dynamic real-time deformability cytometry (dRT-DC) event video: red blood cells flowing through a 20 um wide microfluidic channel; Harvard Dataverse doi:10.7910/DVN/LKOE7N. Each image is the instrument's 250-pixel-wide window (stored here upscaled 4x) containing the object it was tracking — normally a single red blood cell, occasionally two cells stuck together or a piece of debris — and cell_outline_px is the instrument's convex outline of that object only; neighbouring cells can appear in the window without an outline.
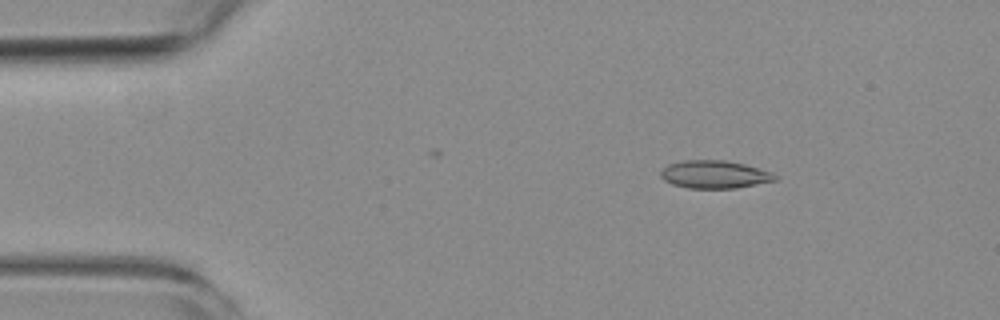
{"species": "common noctule bat (a hibernating species)", "species_latin": "Nyctalus noctula", "temperature_condition": "room temperature", "stored_images_in_passage": 3, "camera_frame_rate_fps": 3000, "um_per_image_px": 0.085, "animal": {"sex": "female", "body_mass_g": 19.3, "forearm_length_mm": 54.1}, "frame": {"image": 1, "passage_image": 1, "time_ms": 0.0, "image_size_px": [1000, 320], "cell_outline_px": [[780, 176], [776, 180], [736, 188], [688, 188], [672, 184], [664, 180], [660, 176], [660, 172], [668, 164], [684, 160], [724, 160], [744, 164], [772, 172]], "centroid_in_image_um": [60.74, 14.82], "position_along_channel_um": 24.3, "area_um2": 18.55}}